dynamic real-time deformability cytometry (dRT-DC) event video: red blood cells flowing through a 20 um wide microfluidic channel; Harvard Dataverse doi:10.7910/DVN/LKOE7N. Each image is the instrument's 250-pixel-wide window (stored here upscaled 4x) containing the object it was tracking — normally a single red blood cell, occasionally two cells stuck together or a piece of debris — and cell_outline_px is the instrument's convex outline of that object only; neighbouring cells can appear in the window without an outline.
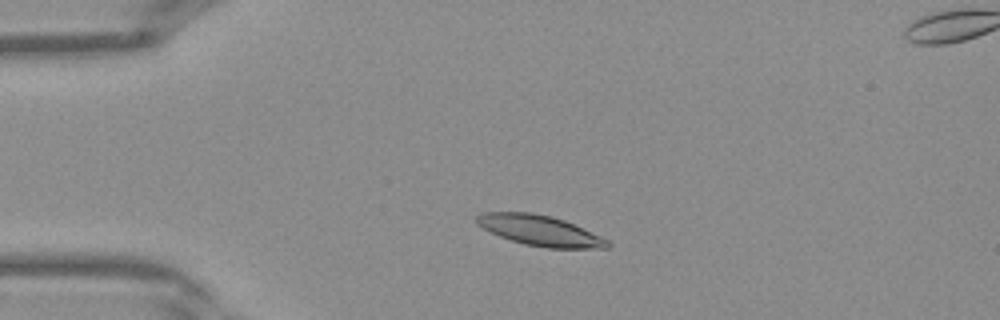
{"species": "Egyptian fruit bat (a non-hibernating species)", "species_latin": "Rousettus aegyptiacus", "temperature_condition": "warm", "stored_images_in_passage": 39, "camera_frame_rate_fps": 3000, "um_per_image_px": 0.085, "frame": {"image": 1, "passage_image": 7, "time_ms": 2.0, "image_size_px": [1000, 320], "cell_outline_px": [[612, 244], [608, 248], [548, 248], [524, 244], [500, 236], [476, 224], [476, 216], [484, 212], [532, 212], [552, 216], [564, 220], [600, 236], [608, 240]], "centroid_in_image_um": [45.9, 19.59], "position_along_channel_um": 39.1, "area_um2": 23.0}}
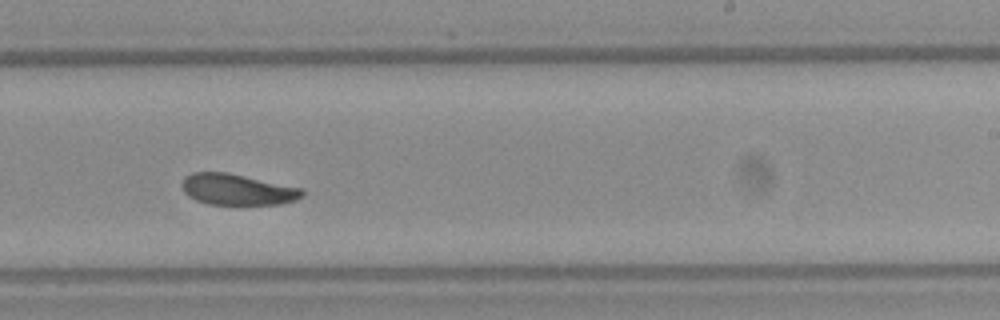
{"frame": {"image": 2, "passage_image": 23, "time_ms": 7.333, "image_size_px": [1000, 320], "cell_outline_px": [[304, 196], [296, 200], [280, 204], [208, 204], [196, 200], [188, 196], [184, 192], [180, 184], [184, 176], [192, 172], [228, 172], [300, 188], [304, 192]], "centroid_in_image_um": [20.12, 16.1], "position_along_channel_um": 268.9, "area_um2": 21.79}}
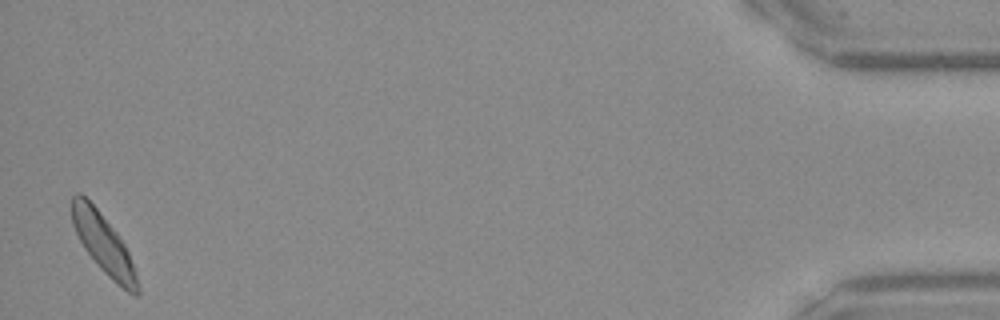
{"frame": {"image": 3, "passage_image": 38, "time_ms": 12.333, "image_size_px": [1000, 320], "cell_outline_px": [[140, 292], [136, 296], [128, 292], [116, 284], [100, 268], [84, 248], [72, 224], [72, 196], [76, 192], [80, 192], [96, 208], [120, 236], [128, 252], [140, 288]], "centroid_in_image_um": [8.8, 20.74], "position_along_channel_um": 426.4, "area_um2": 22.37}}